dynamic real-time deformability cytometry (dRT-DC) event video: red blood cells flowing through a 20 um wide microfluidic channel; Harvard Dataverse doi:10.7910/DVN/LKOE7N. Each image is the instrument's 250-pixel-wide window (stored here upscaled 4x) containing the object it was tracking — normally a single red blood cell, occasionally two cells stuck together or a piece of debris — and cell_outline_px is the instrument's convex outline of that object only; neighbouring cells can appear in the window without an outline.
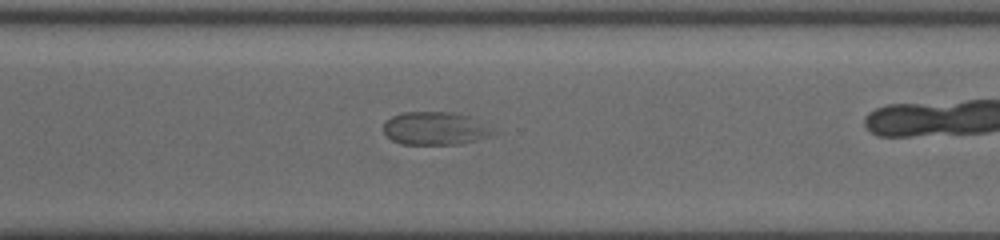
{"species": "common noctule bat (a hibernating species)", "species_latin": "Nyctalus noctula", "temperature_condition": "cold", "stored_images_in_passage": 22, "camera_frame_rate_fps": 3000, "um_per_image_px": 0.085, "animal": {"sex": "female", "body_mass_g": 19.5, "forearm_length_mm": 54.1}, "frame": {"image": 1, "passage_image": 19, "time_ms": 9.333, "image_size_px": [1000, 240], "cell_outline_px": [[504, 132], [492, 136], [460, 144], [400, 144], [392, 140], [384, 132], [384, 120], [392, 116], [404, 112], [452, 112], [472, 116]], "centroid_in_image_um": [37.12, 10.91], "position_along_channel_um": 333.5, "area_um2": 21.79}}